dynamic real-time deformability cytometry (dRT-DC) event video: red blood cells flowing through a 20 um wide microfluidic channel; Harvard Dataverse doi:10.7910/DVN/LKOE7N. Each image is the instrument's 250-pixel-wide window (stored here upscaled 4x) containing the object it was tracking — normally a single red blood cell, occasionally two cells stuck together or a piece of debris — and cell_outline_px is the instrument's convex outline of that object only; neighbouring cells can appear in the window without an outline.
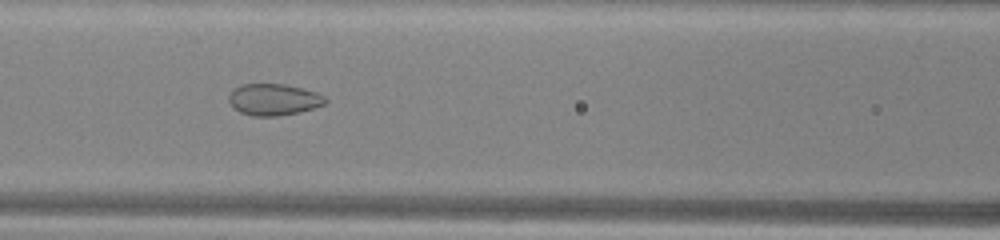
{"species": "common noctule bat (a hibernating species)", "species_latin": "Nyctalus noctula", "temperature_condition": "warm", "stored_images_in_passage": 42, "camera_frame_rate_fps": 3000, "um_per_image_px": 0.085, "animal": {"sex": "male", "body_mass_g": 13.0, "forearm_length_mm": 53.1}, "frame": {"image": 1, "passage_image": 13, "time_ms": 4.0, "image_size_px": [1000, 240], "cell_outline_px": [[328, 100], [324, 104], [300, 112], [276, 116], [252, 116], [240, 112], [228, 100], [228, 96], [232, 88], [240, 84], [284, 84], [304, 88], [316, 92], [324, 96]], "centroid_in_image_um": [23.25, 8.45], "position_along_channel_um": 143.3, "area_um2": 17.8}}
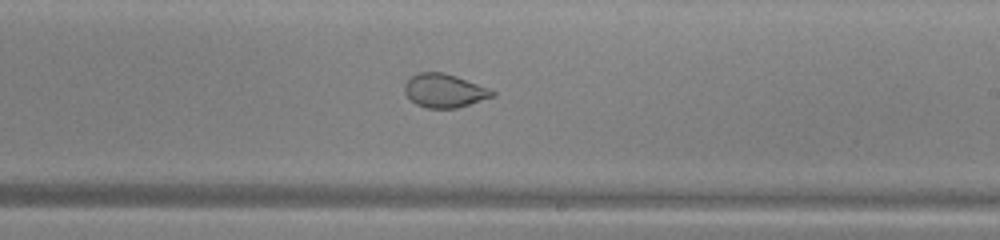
{"frame": {"image": 2, "passage_image": 21, "time_ms": 6.667, "image_size_px": [1000, 240], "cell_outline_px": [[496, 96], [456, 108], [428, 108], [416, 104], [404, 92], [404, 84], [408, 76], [420, 72], [444, 72], [456, 76], [488, 88], [496, 92]], "centroid_in_image_um": [37.75, 7.69], "position_along_channel_um": 251.3, "area_um2": 17.22}}
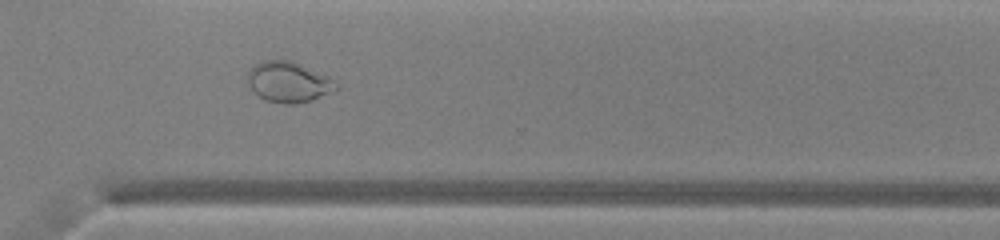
{"frame": {"image": 3, "passage_image": 28, "time_ms": 9.0, "image_size_px": [1000, 240], "cell_outline_px": [[340, 88], [312, 100], [292, 104], [284, 104], [264, 100], [252, 92], [244, 76], [260, 60], [288, 60], [336, 80]], "centroid_in_image_um": [24.47, 6.99], "position_along_channel_um": 346.1, "area_um2": 20.98}, "authors_computed_cell_mechanics": {"area_um2": 21.4727, "velocity_mm_per_s": 4.0634, "shape_relaxation_time_tau1_ms": null, "shape_relaxation_time_tau2_ms": 0.7765, "deformation_change_tau1": null, "deformation_change_tau2": 0.0528}}